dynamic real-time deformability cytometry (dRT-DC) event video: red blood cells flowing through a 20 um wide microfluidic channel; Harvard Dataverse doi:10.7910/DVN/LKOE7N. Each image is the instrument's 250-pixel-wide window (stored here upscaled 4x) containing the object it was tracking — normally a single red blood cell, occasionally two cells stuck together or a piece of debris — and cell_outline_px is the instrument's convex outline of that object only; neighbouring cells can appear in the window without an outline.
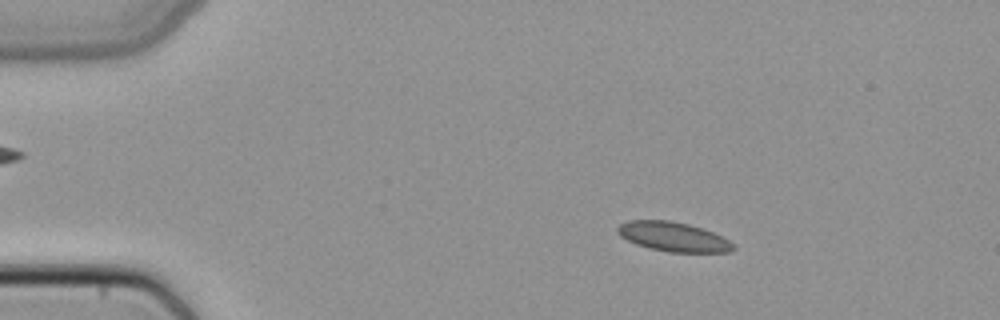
{"species": "common noctule bat (a hibernating species)", "species_latin": "Nyctalus noctula", "temperature_condition": "cold", "stored_images_in_passage": 51, "segment_of_instrument_passage": [1, 2], "camera_frame_rate_fps": 3000, "um_per_image_px": 0.085, "animal": {"sex": "female", "body_mass_g": 22.7, "forearm_length_mm": 54.2}, "frame": {"image": 1, "passage_image": 9, "time_ms": 2.667, "image_size_px": [1000, 320], "cell_outline_px": [[736, 248], [732, 252], [668, 252], [648, 248], [636, 244], [620, 236], [616, 232], [616, 228], [620, 224], [628, 220], [668, 220], [688, 224], [712, 232], [736, 244]], "centroid_in_image_um": [57.22, 20.13], "position_along_channel_um": 27.8, "area_um2": 19.88}}
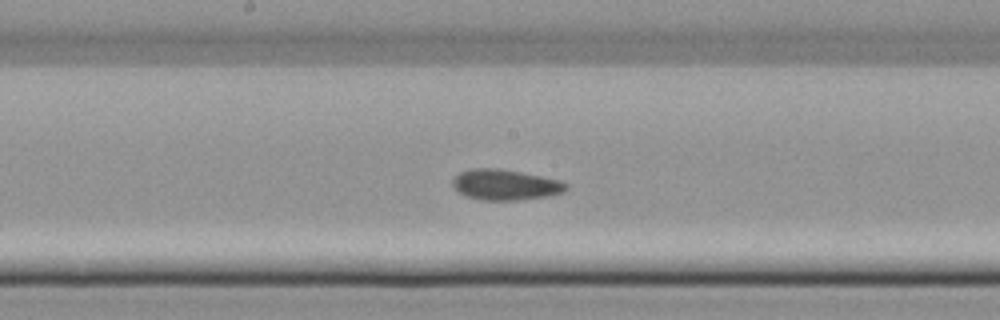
{"frame": {"image": 2, "passage_image": 27, "time_ms": 8.667, "image_size_px": [1000, 320], "cell_outline_px": [[568, 188], [564, 192], [544, 196], [516, 200], [484, 200], [464, 196], [452, 184], [452, 180], [460, 172], [472, 168], [496, 168], [520, 172], [560, 180], [568, 184]], "centroid_in_image_um": [42.94, 15.7], "position_along_channel_um": 205.3, "area_um2": 20.0}}
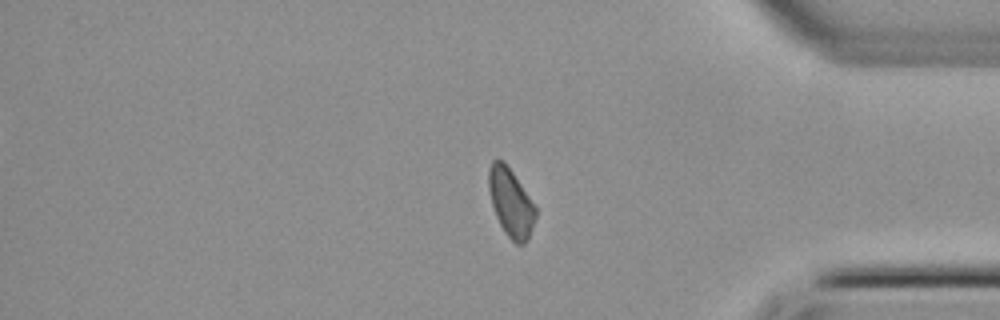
{"frame": {"image": 3, "passage_image": 42, "time_ms": 13.667, "image_size_px": [1000, 320], "cell_outline_px": [[536, 216], [528, 240], [524, 244], [516, 244], [504, 232], [496, 216], [492, 204], [488, 188], [488, 168], [492, 160], [500, 160], [512, 172], [536, 208]], "centroid_in_image_um": [43.4, 17.25], "position_along_channel_um": 391.8, "area_um2": 18.26}}